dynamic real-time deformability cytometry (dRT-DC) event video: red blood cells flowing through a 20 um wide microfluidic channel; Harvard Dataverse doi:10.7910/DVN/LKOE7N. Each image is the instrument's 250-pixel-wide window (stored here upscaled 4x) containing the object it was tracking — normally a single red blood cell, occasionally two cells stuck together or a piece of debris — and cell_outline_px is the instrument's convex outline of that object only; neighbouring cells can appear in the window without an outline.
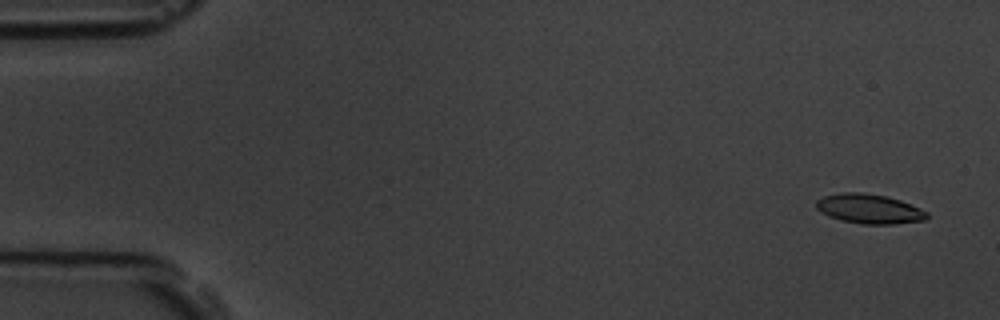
{"species": "common noctule bat (a hibernating species)", "species_latin": "Nyctalus noctula", "temperature_condition": "room temperature", "stored_images_in_passage": 15, "camera_frame_rate_fps": 3000, "um_per_image_px": 0.085, "animal": {"sex": "male", "body_mass_g": 19.5, "forearm_length_mm": 54.6}, "frame": {"image": 1, "passage_image": 1, "time_ms": 0.0, "image_size_px": [1000, 320], "cell_outline_px": [[928, 216], [924, 220], [892, 224], [864, 224], [840, 220], [828, 216], [816, 208], [816, 200], [824, 196], [844, 192], [864, 192], [888, 196], [900, 200], [920, 208], [928, 212]], "centroid_in_image_um": [73.88, 17.74], "position_along_channel_um": 11.1, "area_um2": 19.07}}
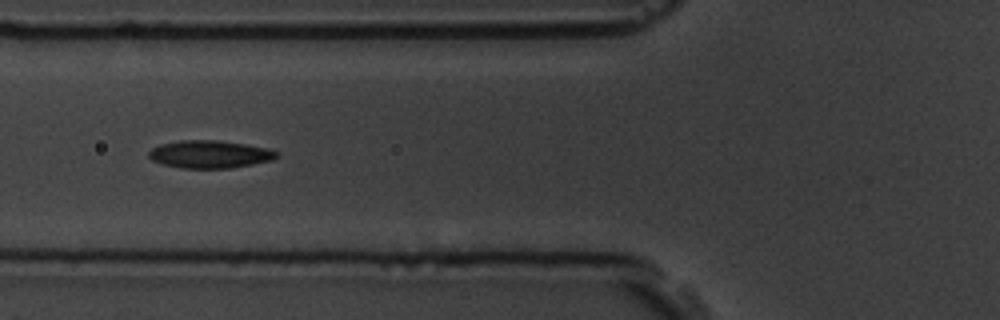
{"frame": {"image": 2, "passage_image": 6, "time_ms": 6.0, "image_size_px": [1000, 320], "cell_outline_px": [[280, 156], [272, 160], [232, 168], [180, 168], [164, 164], [152, 160], [148, 156], [148, 152], [152, 148], [160, 144], [180, 140], [216, 140], [244, 144], [268, 148], [280, 152]], "centroid_in_image_um": [17.85, 13.11], "position_along_channel_um": 107.9, "area_um2": 20.69}}
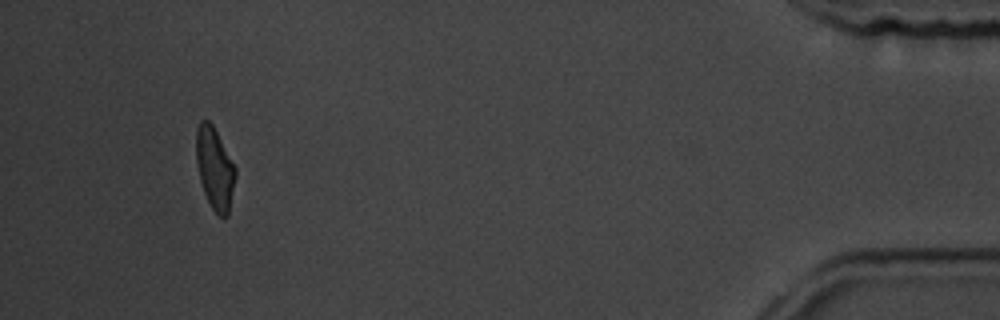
{"frame": {"image": 3, "passage_image": 15, "time_ms": 16.0, "image_size_px": [1000, 320], "cell_outline_px": [[236, 176], [228, 216], [220, 216], [212, 208], [204, 192], [200, 180], [196, 160], [196, 128], [200, 120], [208, 120], [212, 124], [236, 168]], "centroid_in_image_um": [18.25, 14.3], "position_along_channel_um": 417.0, "area_um2": 18.55}, "authors_computed_cell_mechanics": {"area_um2": 19.652, "velocity_mm_per_s": 3.809, "shape_relaxation_time_tau1_ms": 8.8676, "shape_relaxation_time_tau2_ms": 3.8029, "deformation_change_tau1": 0.2012, "deformation_change_tau2": 0.0823}}